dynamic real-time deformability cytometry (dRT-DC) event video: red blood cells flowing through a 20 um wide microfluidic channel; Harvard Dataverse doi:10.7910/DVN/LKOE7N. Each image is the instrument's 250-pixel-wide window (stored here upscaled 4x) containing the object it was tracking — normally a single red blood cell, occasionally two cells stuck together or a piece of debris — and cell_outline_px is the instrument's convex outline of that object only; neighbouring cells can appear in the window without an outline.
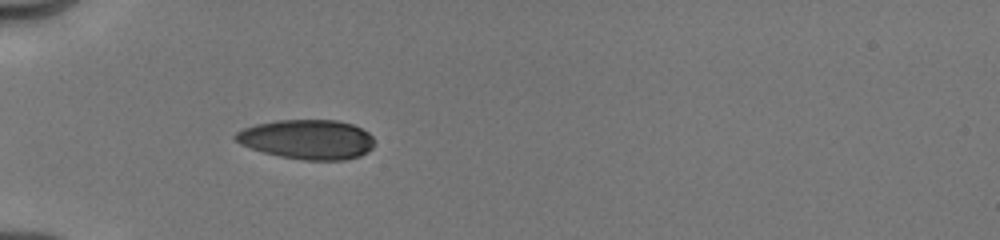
{"species": "human", "species_latin": "Homo sapiens", "temperature_condition": "cold", "stored_images_in_passage": 19, "camera_frame_rate_fps": 3000, "um_per_image_px": 0.085, "donor": {"sex": "male"}, "frame": {"image": 1, "passage_image": 1, "time_ms": 0.0, "image_size_px": [1000, 240], "cell_outline_px": [[372, 148], [360, 156], [344, 160], [304, 160], [280, 156], [264, 152], [240, 144], [232, 136], [236, 132], [244, 128], [256, 124], [276, 120], [336, 120], [352, 124], [368, 132], [372, 136]], "centroid_in_image_um": [26.1, 11.84], "position_along_channel_um": 58.9, "area_um2": 31.91}}
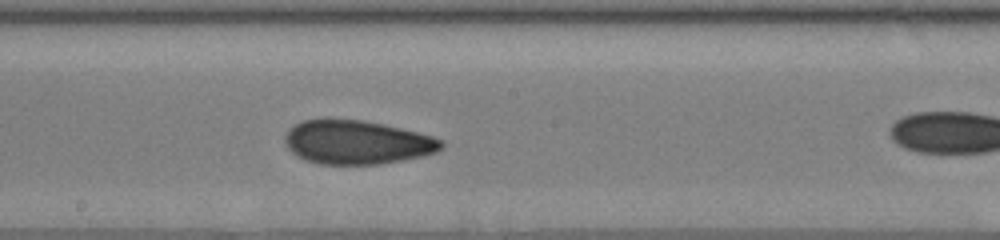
{"frame": {"image": 2, "passage_image": 8, "time_ms": 3.0, "image_size_px": [1000, 240], "cell_outline_px": [[444, 148], [436, 152], [404, 160], [380, 164], [320, 164], [304, 160], [296, 156], [288, 148], [284, 140], [284, 136], [288, 128], [304, 120], [320, 116], [328, 116], [364, 120], [384, 124], [432, 136], [444, 140]], "centroid_in_image_um": [30.29, 12.06], "position_along_channel_um": 217.9, "area_um2": 40.86}}
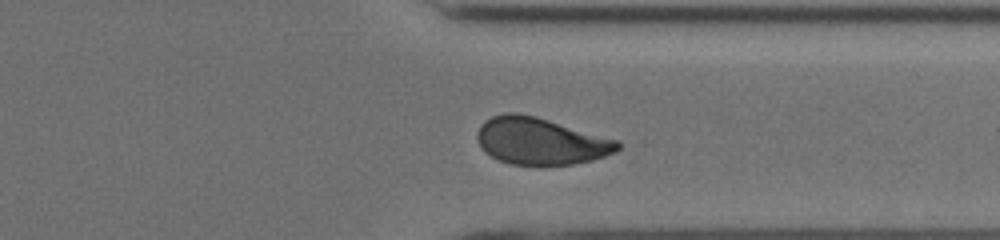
{"frame": {"image": 3, "passage_image": 18, "time_ms": 6.667, "image_size_px": [1000, 240], "cell_outline_px": [[620, 148], [616, 152], [592, 160], [572, 164], [512, 164], [500, 160], [484, 152], [476, 136], [476, 132], [480, 124], [484, 120], [492, 116], [504, 112], [516, 112], [536, 116], [620, 140]], "centroid_in_image_um": [45.95, 11.97], "position_along_channel_um": 365.5, "area_um2": 38.49}}